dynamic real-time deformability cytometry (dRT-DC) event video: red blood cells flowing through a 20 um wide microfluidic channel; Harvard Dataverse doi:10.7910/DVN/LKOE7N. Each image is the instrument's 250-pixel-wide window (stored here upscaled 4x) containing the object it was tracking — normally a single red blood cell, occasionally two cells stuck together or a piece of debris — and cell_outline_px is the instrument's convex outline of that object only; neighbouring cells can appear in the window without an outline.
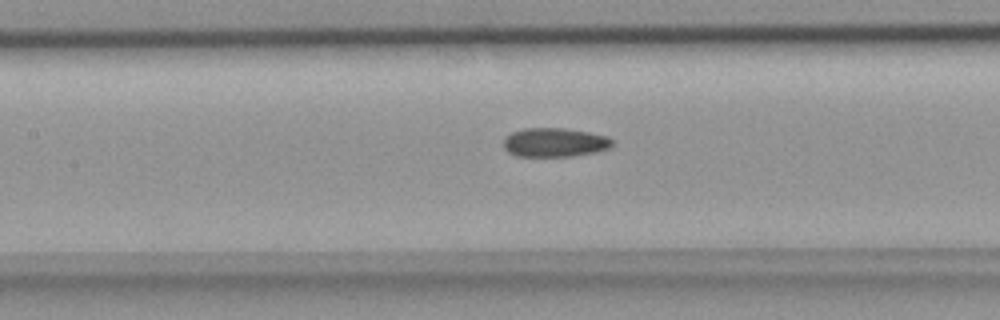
{"species": "common noctule bat (a hibernating species)", "species_latin": "Nyctalus noctula", "temperature_condition": "room temperature", "stored_images_in_passage": 29, "camera_frame_rate_fps": 3000, "um_per_image_px": 0.085, "animal": {"sex": "female", "body_mass_g": 18.4}, "frame": {"image": 1, "passage_image": 18, "time_ms": 5.667, "image_size_px": [1000, 320], "cell_outline_px": [[612, 144], [608, 148], [596, 152], [572, 156], [516, 156], [508, 152], [504, 148], [504, 140], [512, 132], [524, 128], [564, 128], [588, 132], [608, 136], [612, 140]], "centroid_in_image_um": [47.14, 12.1], "position_along_channel_um": 160.3, "area_um2": 18.26}}
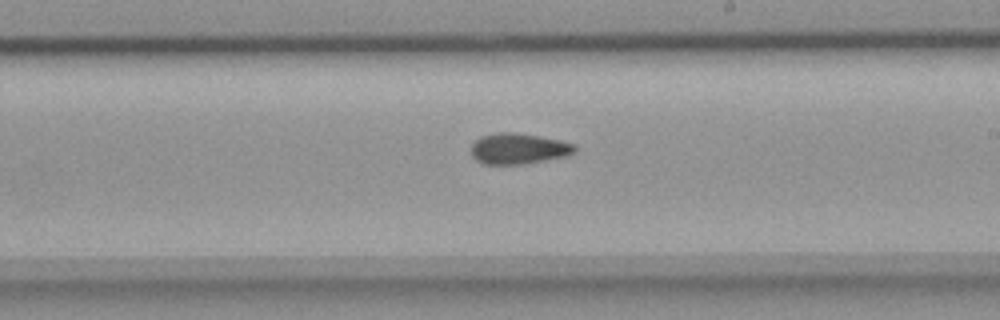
{"frame": {"image": 2, "passage_image": 24, "time_ms": 7.667, "image_size_px": [1000, 320], "cell_outline_px": [[576, 152], [568, 156], [520, 164], [484, 164], [476, 160], [472, 156], [472, 144], [480, 136], [500, 132], [516, 132], [540, 136], [560, 140], [576, 144]], "centroid_in_image_um": [44.1, 12.62], "position_along_channel_um": 244.9, "area_um2": 18.67}}
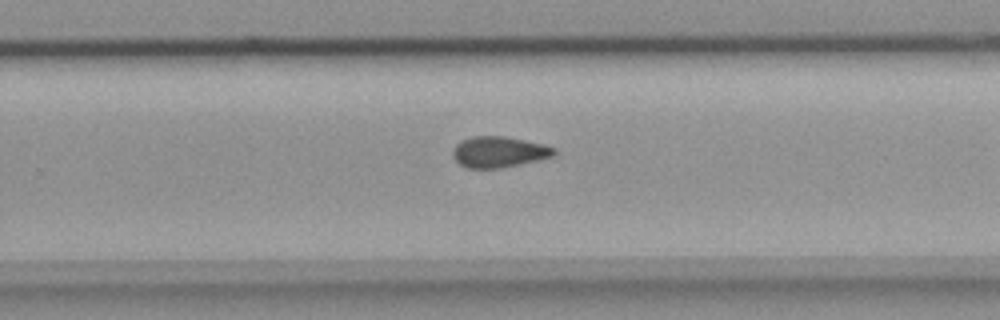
{"frame": {"image": 3, "passage_image": 27, "time_ms": 8.667, "image_size_px": [1000, 320], "cell_outline_px": [[556, 152], [552, 156], [540, 160], [500, 168], [468, 168], [460, 164], [452, 156], [452, 148], [460, 140], [472, 136], [504, 136], [544, 144], [556, 148]], "centroid_in_image_um": [42.39, 12.91], "position_along_channel_um": 287.4, "area_um2": 18.38}}